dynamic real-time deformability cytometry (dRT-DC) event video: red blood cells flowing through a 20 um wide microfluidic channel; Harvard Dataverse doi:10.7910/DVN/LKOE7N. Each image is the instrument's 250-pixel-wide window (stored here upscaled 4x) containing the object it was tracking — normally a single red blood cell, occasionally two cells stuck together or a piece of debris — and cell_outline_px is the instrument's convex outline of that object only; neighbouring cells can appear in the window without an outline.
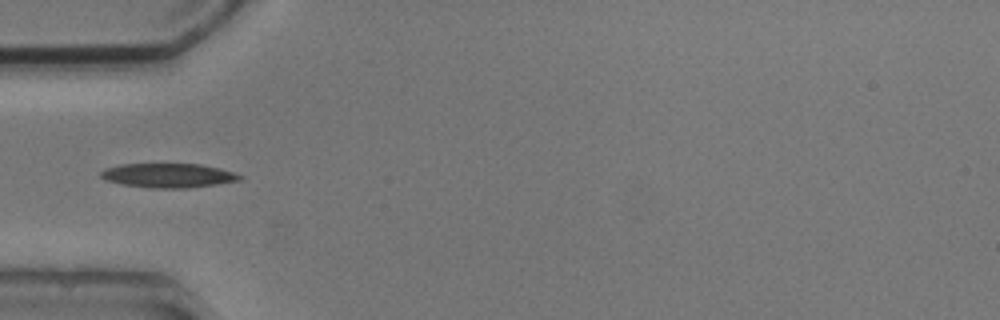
{"species": "common noctule bat (a hibernating species)", "species_latin": "Nyctalus noctula", "temperature_condition": "cold", "stored_images_in_passage": 7, "camera_frame_rate_fps": 3000, "um_per_image_px": 0.085, "animal": {"sex": "male", "body_mass_g": 20.5, "forearm_length_mm": 52.5}, "frame": {"image": 1, "passage_image": 5, "time_ms": 4.667, "image_size_px": [1000, 320], "cell_outline_px": [[244, 176], [240, 180], [216, 184], [188, 188], [152, 188], [120, 184], [108, 180], [100, 176], [100, 172], [104, 168], [120, 164], [200, 164], [220, 168]], "centroid_in_image_um": [14.29, 14.91], "position_along_channel_um": 70.7, "area_um2": 19.59}}